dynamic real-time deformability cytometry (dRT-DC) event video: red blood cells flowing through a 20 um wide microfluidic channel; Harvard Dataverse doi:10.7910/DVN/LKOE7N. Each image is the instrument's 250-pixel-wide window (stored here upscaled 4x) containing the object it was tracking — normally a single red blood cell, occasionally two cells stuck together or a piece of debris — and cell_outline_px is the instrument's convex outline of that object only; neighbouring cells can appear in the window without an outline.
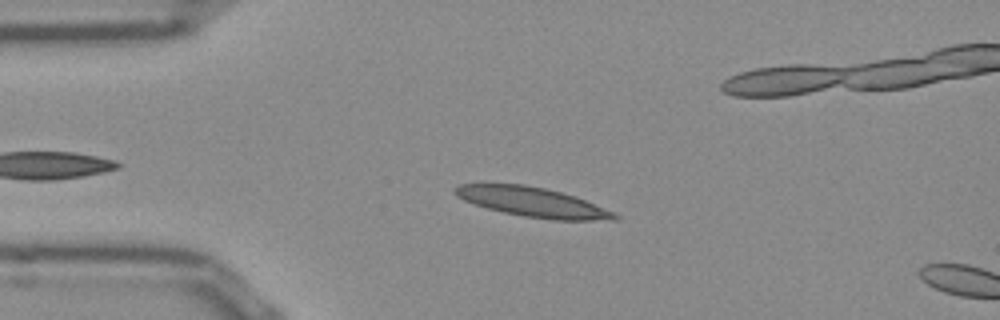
{"species": "Egyptian fruit bat (a non-hibernating species)", "species_latin": "Rousettus aegyptiacus", "temperature_condition": "room temperature", "stored_images_in_passage": 11, "camera_frame_rate_fps": 3000, "um_per_image_px": 0.085, "frame": {"image": 1, "passage_image": 8, "time_ms": 2.333, "image_size_px": [1000, 320], "cell_outline_px": [[620, 216], [616, 220], [552, 220], [524, 216], [504, 212], [488, 208], [464, 200], [456, 196], [452, 192], [452, 188], [460, 184], [524, 184], [544, 188], [560, 192], [584, 200], [612, 212]], "centroid_in_image_um": [45.21, 17.17], "position_along_channel_um": 39.8, "area_um2": 27.05}}